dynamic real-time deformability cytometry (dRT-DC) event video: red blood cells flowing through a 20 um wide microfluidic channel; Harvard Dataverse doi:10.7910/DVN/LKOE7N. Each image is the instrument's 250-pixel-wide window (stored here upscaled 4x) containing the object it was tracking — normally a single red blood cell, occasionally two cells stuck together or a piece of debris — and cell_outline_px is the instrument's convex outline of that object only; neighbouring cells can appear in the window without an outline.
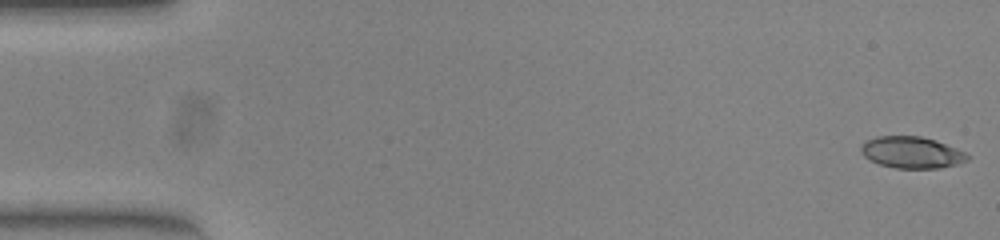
{"species": "common noctule bat (a hibernating species)", "species_latin": "Nyctalus noctula", "temperature_condition": "warm", "stored_images_in_passage": 52, "camera_frame_rate_fps": 3000, "um_per_image_px": 0.085, "animal": {"sex": "female", "body_mass_g": 23.0, "forearm_length_mm": 53.4}, "frame": {"image": 1, "passage_image": 1, "time_ms": 0.0, "image_size_px": [1000, 240], "cell_outline_px": [[972, 156], [968, 160], [956, 164], [940, 168], [896, 168], [880, 164], [868, 160], [864, 156], [860, 148], [868, 140], [876, 136], [920, 136], [936, 140], [956, 148]], "centroid_in_image_um": [77.51, 12.96], "position_along_channel_um": 7.5, "area_um2": 19.54}}
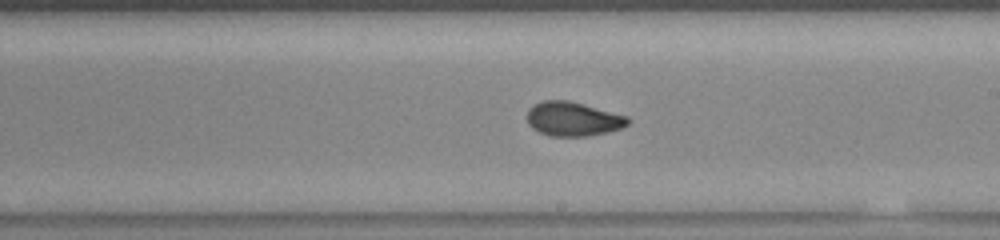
{"frame": {"image": 2, "passage_image": 30, "time_ms": 9.667, "image_size_px": [1000, 240], "cell_outline_px": [[628, 124], [620, 128], [608, 132], [588, 136], [548, 136], [532, 128], [528, 124], [528, 108], [544, 100], [568, 100], [584, 104], [628, 116]], "centroid_in_image_um": [48.7, 10.11], "position_along_channel_um": 240.3, "area_um2": 20.0}}
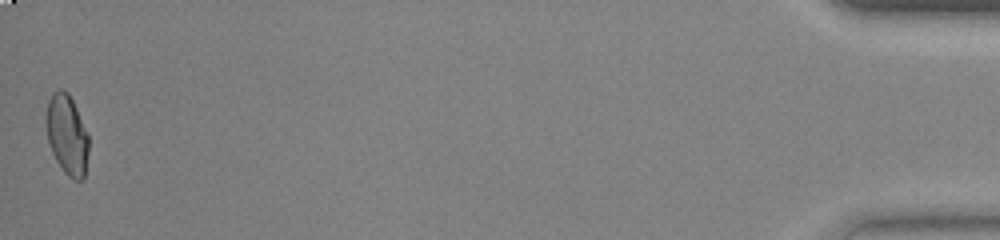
{"frame": {"image": 3, "passage_image": 52, "time_ms": 17.0, "image_size_px": [1000, 240], "cell_outline_px": [[88, 152], [84, 180], [76, 180], [68, 176], [64, 172], [56, 160], [52, 152], [48, 140], [48, 100], [60, 88], [68, 92], [76, 108], [88, 136]], "centroid_in_image_um": [5.73, 11.51], "position_along_channel_um": 429.5, "area_um2": 19.13}, "authors_computed_cell_mechanics": {"area_um2": 19.8832, "velocity_mm_per_s": 3.9281, "shape_relaxation_time_tau1_ms": 6.5564, "shape_relaxation_time_tau2_ms": 0.9315, "deformation_change_tau1": 0.1916, "deformation_change_tau2": 0.0492}}